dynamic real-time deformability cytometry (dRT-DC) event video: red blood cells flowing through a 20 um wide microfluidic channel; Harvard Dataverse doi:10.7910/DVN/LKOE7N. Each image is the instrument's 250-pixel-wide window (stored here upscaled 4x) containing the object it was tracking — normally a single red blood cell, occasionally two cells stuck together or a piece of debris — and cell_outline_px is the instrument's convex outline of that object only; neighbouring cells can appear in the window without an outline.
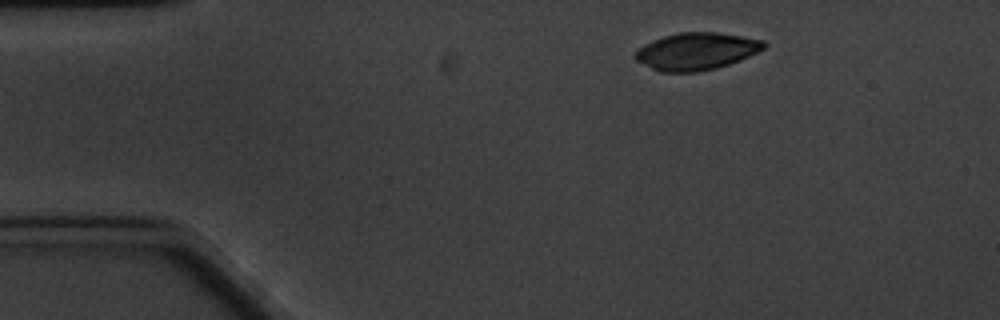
{"species": "common noctule bat (a hibernating species)", "species_latin": "Nyctalus noctula", "temperature_condition": "cold", "stored_images_in_passage": 6, "camera_frame_rate_fps": 3000, "um_per_image_px": 0.085, "animal": {"sex": "male", "body_mass_g": 20.1, "forearm_length_mm": 53.5}, "frame": {"image": 1, "passage_image": 1, "time_ms": 0.0, "image_size_px": [1000, 320], "cell_outline_px": [[768, 44], [764, 48], [740, 60], [716, 68], [696, 72], [660, 72], [636, 60], [632, 56], [644, 44], [652, 40], [664, 36], [680, 32], [716, 32], [764, 40]], "centroid_in_image_um": [59.18, 4.36], "position_along_channel_um": 25.8, "area_um2": 27.74}}
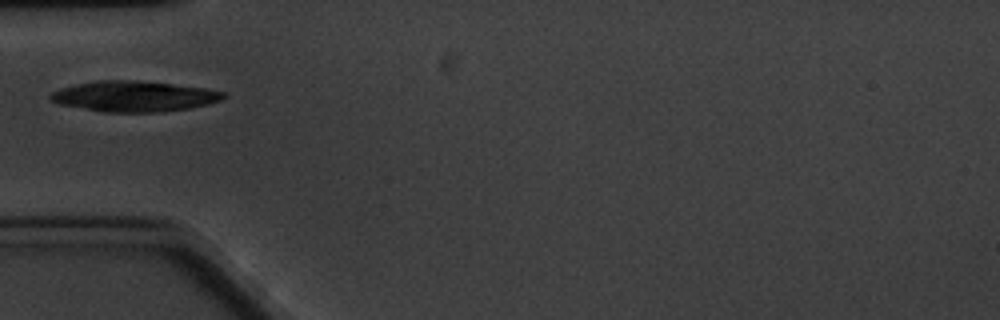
{"frame": {"image": 2, "passage_image": 4, "time_ms": 3.333, "image_size_px": [1000, 320], "cell_outline_px": [[224, 96], [220, 100], [208, 104], [188, 108], [160, 112], [104, 112], [60, 104], [52, 100], [48, 96], [52, 92], [60, 88], [76, 84], [100, 80], [128, 80], [172, 84], [208, 88], [224, 92]], "centroid_in_image_um": [11.39, 8.18], "position_along_channel_um": 73.6, "area_um2": 30.52}}